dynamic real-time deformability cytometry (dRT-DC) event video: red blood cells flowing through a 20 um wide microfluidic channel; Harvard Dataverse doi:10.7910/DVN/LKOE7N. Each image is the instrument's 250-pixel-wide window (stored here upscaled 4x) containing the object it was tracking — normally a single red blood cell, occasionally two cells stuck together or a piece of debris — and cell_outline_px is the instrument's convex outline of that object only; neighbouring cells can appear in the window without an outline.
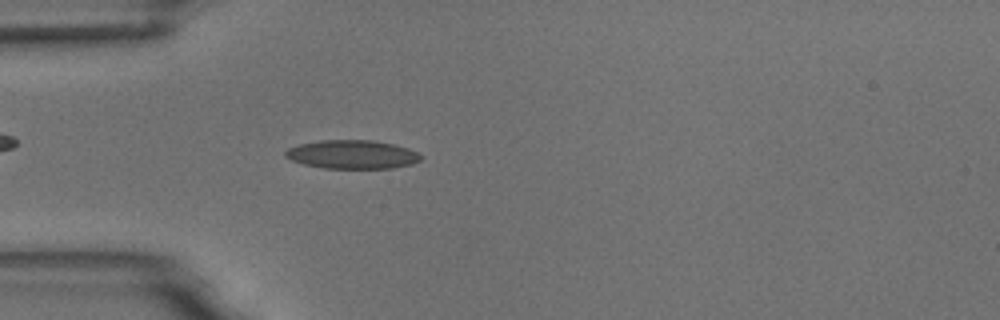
{"species": "common noctule bat (a hibernating species)", "species_latin": "Nyctalus noctula", "temperature_condition": "room temperature", "stored_images_in_passage": 5, "camera_frame_rate_fps": 3000, "um_per_image_px": 0.085, "animal": {"sex": "male", "body_mass_g": 18.8}, "frame": {"image": 1, "passage_image": 5, "time_ms": 4.667, "image_size_px": [1000, 320], "cell_outline_px": [[424, 156], [420, 160], [412, 164], [392, 168], [324, 168], [304, 164], [292, 160], [284, 156], [284, 152], [288, 148], [300, 144], [320, 140], [372, 140], [392, 144], [408, 148]], "centroid_in_image_um": [29.94, 13.13], "position_along_channel_um": 55.1, "area_um2": 22.54}}